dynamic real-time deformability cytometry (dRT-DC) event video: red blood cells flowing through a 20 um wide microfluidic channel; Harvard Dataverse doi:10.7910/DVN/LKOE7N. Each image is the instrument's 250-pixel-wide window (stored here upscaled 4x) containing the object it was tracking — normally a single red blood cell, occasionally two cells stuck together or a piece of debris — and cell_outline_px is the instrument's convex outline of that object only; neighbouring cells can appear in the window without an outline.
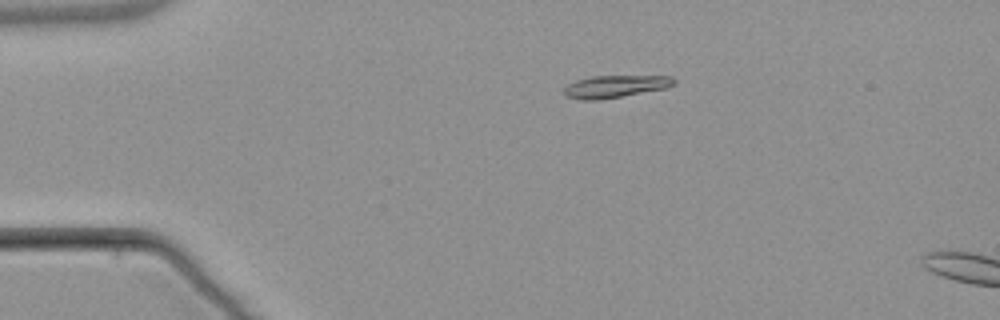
{"species": "common noctule bat (a hibernating species)", "species_latin": "Nyctalus noctula", "temperature_condition": "warm", "stored_images_in_passage": 4, "camera_frame_rate_fps": 3000, "um_per_image_px": 0.085, "animal": {"sex": "male", "body_mass_g": 21.5, "forearm_length_mm": 52.0}, "frame": {"image": 1, "passage_image": 3, "time_ms": 2.667, "image_size_px": [1000, 320], "cell_outline_px": [[676, 84], [668, 88], [596, 100], [580, 100], [568, 96], [564, 92], [564, 88], [568, 84], [576, 80], [592, 76], [672, 76], [676, 80]], "centroid_in_image_um": [52.33, 7.34], "position_along_channel_um": 32.7, "area_um2": 14.22}}